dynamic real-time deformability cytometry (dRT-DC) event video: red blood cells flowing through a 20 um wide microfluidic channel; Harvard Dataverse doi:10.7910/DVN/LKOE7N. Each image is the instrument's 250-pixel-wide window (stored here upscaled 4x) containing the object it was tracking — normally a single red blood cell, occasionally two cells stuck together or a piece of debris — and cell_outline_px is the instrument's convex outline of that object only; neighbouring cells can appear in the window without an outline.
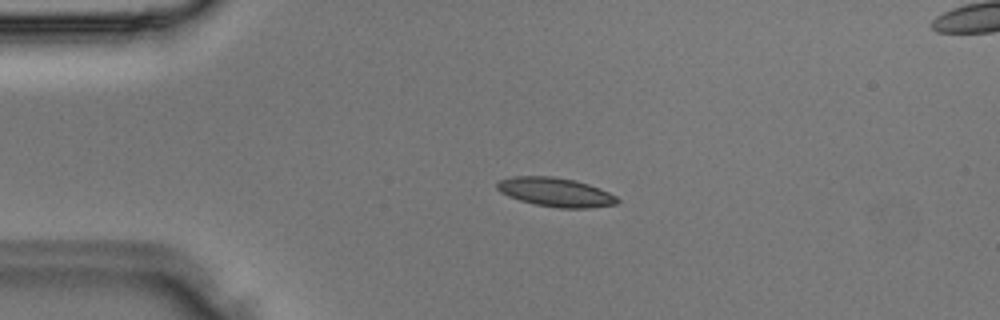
{"species": "Egyptian fruit bat (a non-hibernating species)", "species_latin": "Rousettus aegyptiacus", "temperature_condition": "room temperature", "stored_images_in_passage": 3, "camera_frame_rate_fps": 3000, "um_per_image_px": 0.085, "animal": {"sex": "male"}, "frame": {"image": 1, "passage_image": 2, "time_ms": 0.333, "image_size_px": [1000, 320], "cell_outline_px": [[620, 200], [616, 204], [588, 208], [560, 208], [536, 204], [520, 200], [508, 196], [500, 192], [496, 188], [496, 184], [500, 180], [512, 176], [552, 176], [576, 180], [600, 188], [616, 196]], "centroid_in_image_um": [47.22, 16.32], "position_along_channel_um": 37.8, "area_um2": 20.29}}